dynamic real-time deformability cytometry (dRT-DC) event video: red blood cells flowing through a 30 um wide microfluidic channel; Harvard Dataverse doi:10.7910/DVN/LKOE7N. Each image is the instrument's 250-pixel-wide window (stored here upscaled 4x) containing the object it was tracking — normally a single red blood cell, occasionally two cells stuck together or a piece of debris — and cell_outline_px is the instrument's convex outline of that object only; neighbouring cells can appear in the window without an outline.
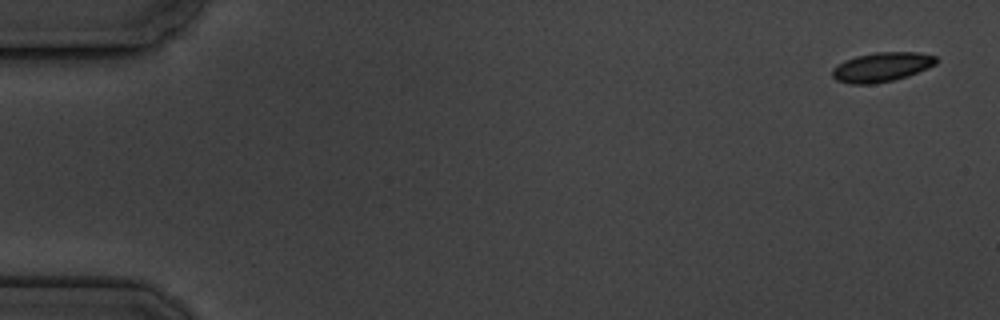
{"species": "common noctule bat (a hibernating species)", "species_latin": "Nyctalus noctula", "temperature_condition": "cold", "stored_images_in_passage": 6, "camera_frame_rate_fps": 3000, "um_per_image_px": 0.085, "animal": {"sex": "male", "body_mass_g": 19.5, "forearm_length_mm": 54.6}, "frame": {"image": 1, "passage_image": 1, "time_ms": 0.0, "image_size_px": [1000, 320], "cell_outline_px": [[936, 64], [928, 68], [908, 76], [892, 80], [872, 84], [848, 84], [836, 80], [832, 76], [832, 68], [844, 60], [856, 56], [876, 52], [916, 52], [936, 56]], "centroid_in_image_um": [74.92, 5.7], "position_along_channel_um": 10.1, "area_um2": 17.8}}
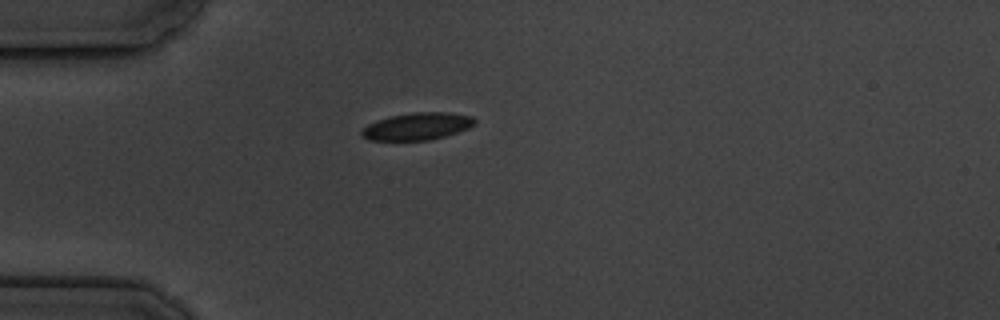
{"frame": {"image": 2, "passage_image": 5, "time_ms": 4.667, "image_size_px": [1000, 320], "cell_outline_px": [[476, 124], [468, 128], [444, 136], [428, 140], [368, 140], [360, 136], [360, 132], [368, 124], [376, 120], [392, 116], [412, 112], [448, 112], [472, 116], [476, 120]], "centroid_in_image_um": [35.45, 10.73], "position_along_channel_um": 49.5, "area_um2": 17.92}}